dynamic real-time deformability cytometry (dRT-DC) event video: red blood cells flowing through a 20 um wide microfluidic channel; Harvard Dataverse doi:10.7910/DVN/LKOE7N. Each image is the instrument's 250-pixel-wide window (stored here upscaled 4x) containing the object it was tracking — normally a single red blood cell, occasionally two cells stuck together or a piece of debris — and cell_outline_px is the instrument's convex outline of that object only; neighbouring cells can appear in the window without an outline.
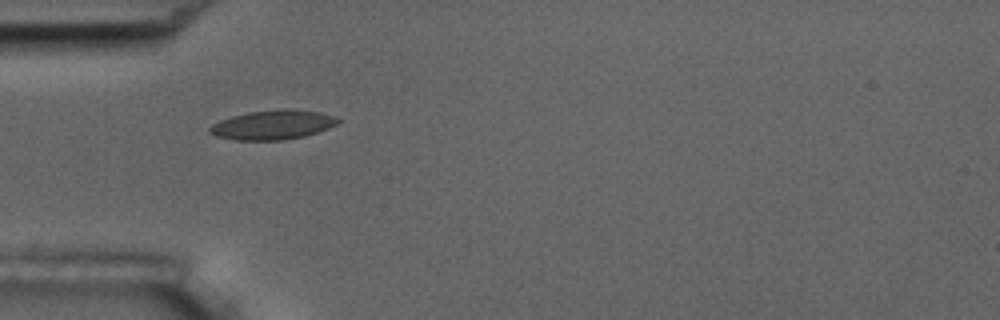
{"species": "common noctule bat (a hibernating species)", "species_latin": "Nyctalus noctula", "temperature_condition": "room temperature", "stored_images_in_passage": 1, "camera_frame_rate_fps": 3000, "um_per_image_px": 0.085, "animal": {"sex": "male", "body_mass_g": 17.5, "forearm_length_mm": 52.3}, "frame": {"image": 1, "passage_image": 1, "time_ms": 0.0, "image_size_px": [1000, 320], "cell_outline_px": [[340, 120], [336, 124], [328, 128], [304, 136], [284, 140], [236, 140], [216, 136], [208, 132], [208, 128], [212, 124], [220, 120], [232, 116], [248, 112], [280, 108], [292, 108], [320, 112], [336, 116]], "centroid_in_image_um": [23.18, 10.59], "position_along_channel_um": 61.8, "area_um2": 22.14}}